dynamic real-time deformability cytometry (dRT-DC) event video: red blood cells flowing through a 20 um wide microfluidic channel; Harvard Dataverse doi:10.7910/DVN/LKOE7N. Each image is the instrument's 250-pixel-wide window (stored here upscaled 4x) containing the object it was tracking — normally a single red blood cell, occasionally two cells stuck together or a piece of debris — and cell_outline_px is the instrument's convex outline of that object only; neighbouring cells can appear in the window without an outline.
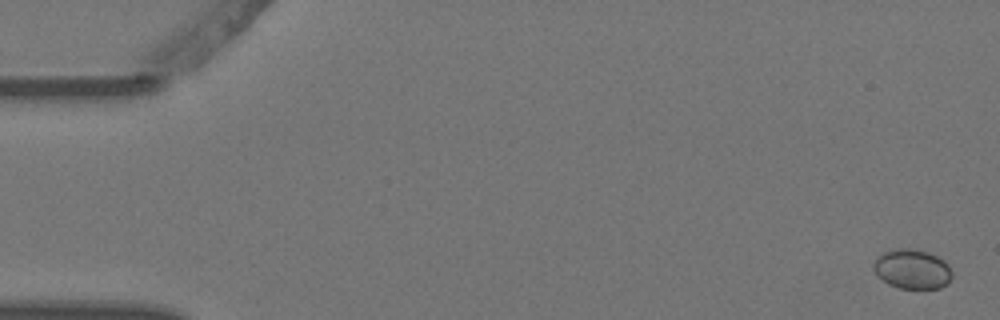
{"species": "Egyptian fruit bat (a non-hibernating species)", "species_latin": "Rousettus aegyptiacus", "temperature_condition": "warm", "stored_images_in_passage": 8, "camera_frame_rate_fps": 3000, "um_per_image_px": 0.085, "animal": {"sex": "female"}, "frame": {"image": 1, "passage_image": 1, "time_ms": 0.0, "image_size_px": [1000, 320], "cell_outline_px": [[952, 276], [948, 284], [940, 288], [900, 288], [888, 284], [876, 276], [872, 268], [872, 264], [876, 256], [880, 252], [896, 248], [916, 248], [928, 252], [944, 260], [948, 264], [952, 272]], "centroid_in_image_um": [77.49, 22.85], "position_along_channel_um": 7.5, "area_um2": 18.61}}
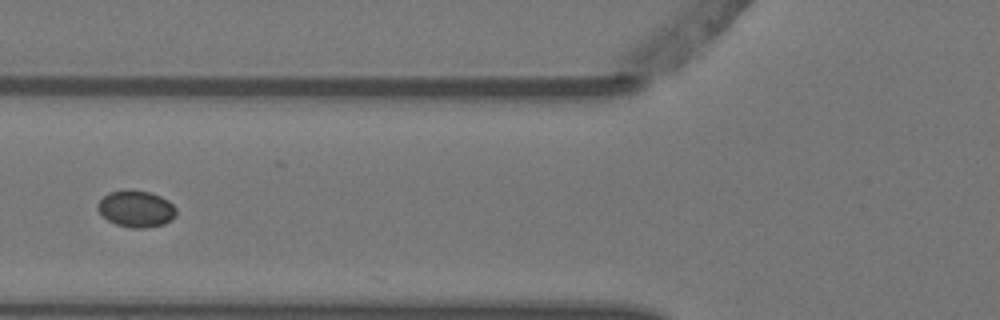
{"frame": {"image": 2, "passage_image": 6, "time_ms": 1.667, "image_size_px": [1000, 320], "cell_outline_px": [[176, 216], [172, 220], [164, 224], [144, 228], [132, 228], [116, 224], [108, 220], [96, 208], [96, 204], [108, 192], [124, 188], [132, 188], [152, 192], [168, 200], [176, 208]], "centroid_in_image_um": [11.57, 17.71], "position_along_channel_um": 114.2, "area_um2": 17.17}}
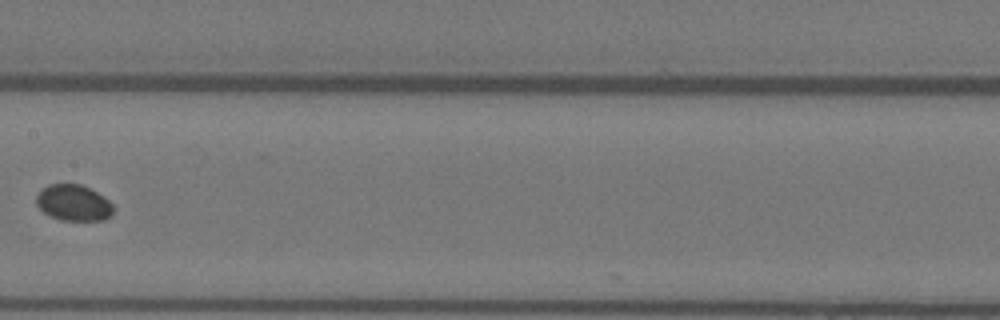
{"frame": {"image": 3, "passage_image": 8, "time_ms": 2.333, "image_size_px": [1000, 320], "cell_outline_px": [[112, 216], [104, 220], [60, 220], [44, 212], [36, 204], [36, 196], [40, 188], [48, 184], [80, 184], [96, 192], [108, 200], [112, 204]], "centroid_in_image_um": [6.22, 17.23], "position_along_channel_um": 201.2, "area_um2": 16.13}}